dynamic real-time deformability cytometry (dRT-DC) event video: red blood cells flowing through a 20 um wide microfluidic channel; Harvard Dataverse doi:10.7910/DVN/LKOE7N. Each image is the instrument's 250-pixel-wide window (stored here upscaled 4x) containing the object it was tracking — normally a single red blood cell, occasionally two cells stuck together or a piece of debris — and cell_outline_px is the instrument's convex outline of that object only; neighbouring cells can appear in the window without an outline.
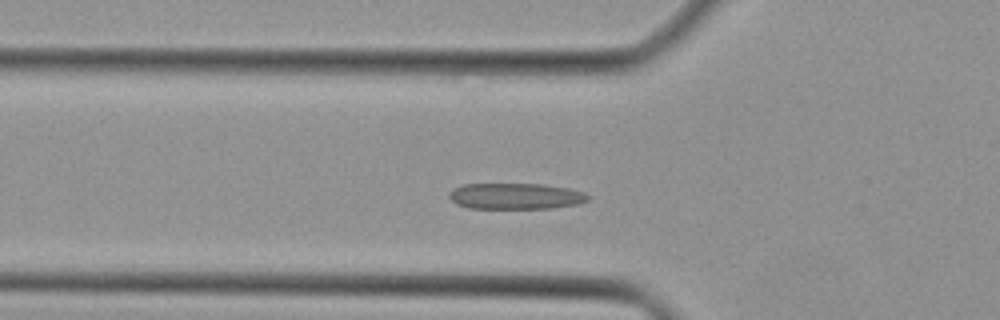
{"species": "Egyptian fruit bat (a non-hibernating species)", "species_latin": "Rousettus aegyptiacus", "temperature_condition": "cold", "stored_images_in_passage": 36, "camera_frame_rate_fps": 3000, "um_per_image_px": 0.085, "animal": {"sex": "female"}, "frame": {"image": 1, "passage_image": 10, "time_ms": 3.0, "image_size_px": [1000, 320], "cell_outline_px": [[592, 196], [588, 200], [580, 204], [552, 208], [468, 208], [456, 204], [448, 196], [456, 188], [464, 184], [544, 184], [568, 188], [584, 192]], "centroid_in_image_um": [43.9, 16.68], "position_along_channel_um": 81.9, "area_um2": 21.1}}
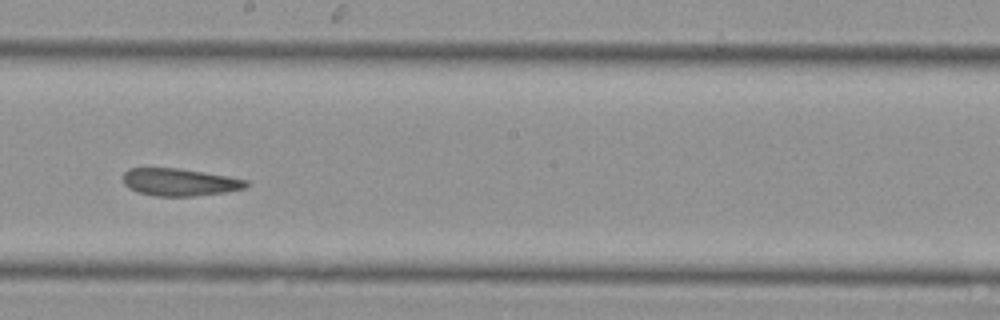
{"frame": {"image": 2, "passage_image": 20, "time_ms": 6.333, "image_size_px": [1000, 320], "cell_outline_px": [[248, 188], [224, 192], [192, 196], [156, 196], [136, 192], [128, 188], [124, 184], [124, 172], [128, 168], [180, 168], [228, 176], [248, 180]], "centroid_in_image_um": [15.27, 15.48], "position_along_channel_um": 232.9, "area_um2": 19.77}}
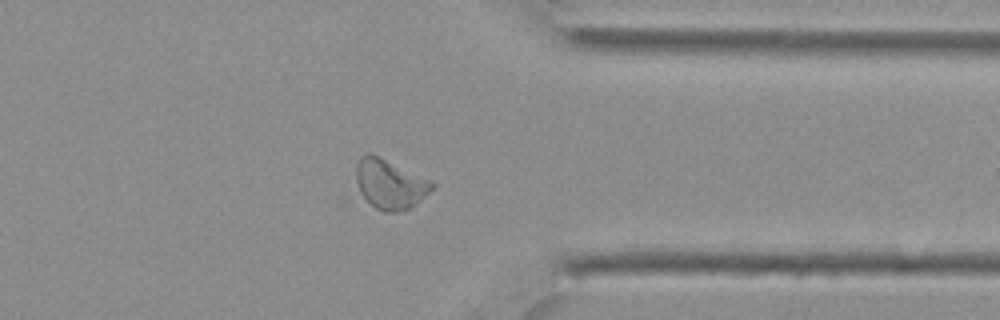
{"frame": {"image": 3, "passage_image": 30, "time_ms": 9.667, "image_size_px": [1000, 320], "cell_outline_px": [[436, 184], [412, 208], [396, 212], [384, 212], [376, 208], [360, 196], [356, 180], [356, 164], [360, 156], [368, 152], [372, 152], [432, 180]], "centroid_in_image_um": [33.12, 15.62], "position_along_channel_um": 378.3, "area_um2": 22.43}}